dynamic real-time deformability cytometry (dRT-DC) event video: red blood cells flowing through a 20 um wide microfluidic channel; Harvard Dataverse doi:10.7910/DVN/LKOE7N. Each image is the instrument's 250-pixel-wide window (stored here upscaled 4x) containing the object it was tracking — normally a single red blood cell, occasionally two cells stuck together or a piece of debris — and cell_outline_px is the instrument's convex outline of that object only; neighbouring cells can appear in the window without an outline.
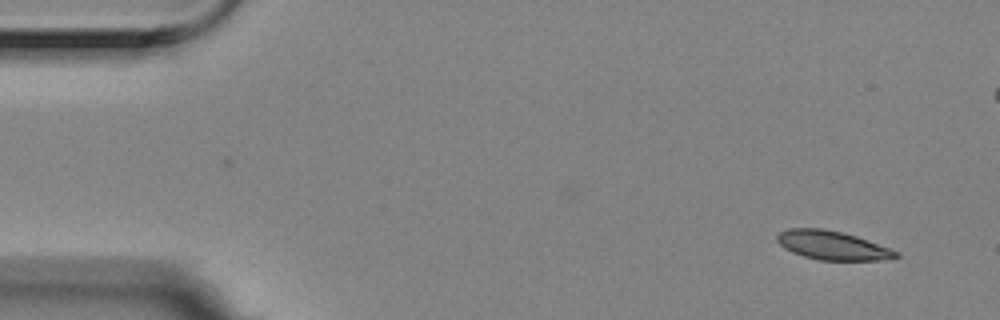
{"species": "Egyptian fruit bat (a non-hibernating species)", "species_latin": "Rousettus aegyptiacus", "temperature_condition": "room temperature", "stored_images_in_passage": 3, "camera_frame_rate_fps": 3000, "um_per_image_px": 0.085, "animal": {"sex": "female"}, "frame": {"image": 1, "passage_image": 3, "time_ms": 0.667, "image_size_px": [1000, 320], "cell_outline_px": [[900, 256], [880, 260], [820, 260], [804, 256], [792, 252], [784, 248], [776, 240], [776, 236], [780, 232], [788, 228], [824, 228], [856, 236], [900, 252]], "centroid_in_image_um": [70.73, 20.85], "position_along_channel_um": 14.3, "area_um2": 19.83}}